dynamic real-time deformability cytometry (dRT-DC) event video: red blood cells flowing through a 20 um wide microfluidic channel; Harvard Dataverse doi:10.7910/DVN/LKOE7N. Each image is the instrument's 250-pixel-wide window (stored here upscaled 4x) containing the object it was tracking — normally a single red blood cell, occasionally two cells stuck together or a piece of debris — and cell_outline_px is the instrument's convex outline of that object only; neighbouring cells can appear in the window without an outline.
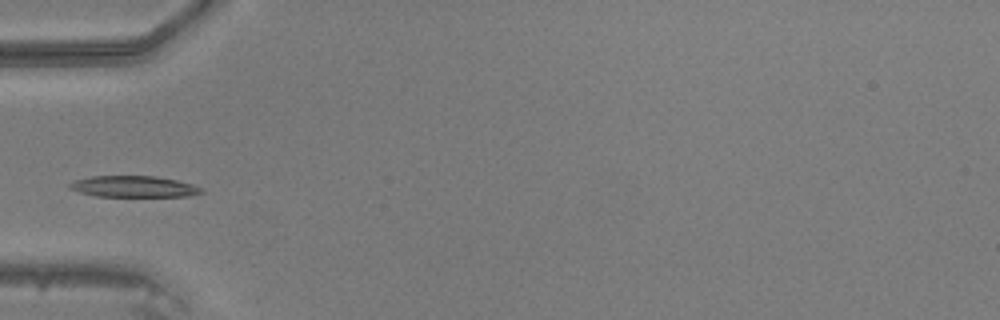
{"species": "common noctule bat (a hibernating species)", "species_latin": "Nyctalus noctula", "temperature_condition": "warm", "stored_images_in_passage": 27, "camera_frame_rate_fps": 3000, "um_per_image_px": 0.085, "animal": {"sex": "male", "body_mass_g": 20.5, "forearm_length_mm": 52.5}, "frame": {"image": 1, "passage_image": 1, "time_ms": 0.0, "image_size_px": [1000, 320], "cell_outline_px": [[204, 192], [188, 196], [96, 196], [80, 192], [68, 188], [68, 184], [76, 180], [92, 176], [156, 176], [176, 180], [192, 184], [204, 188]], "centroid_in_image_um": [11.39, 15.85], "position_along_channel_um": 73.6, "area_um2": 16.24}}
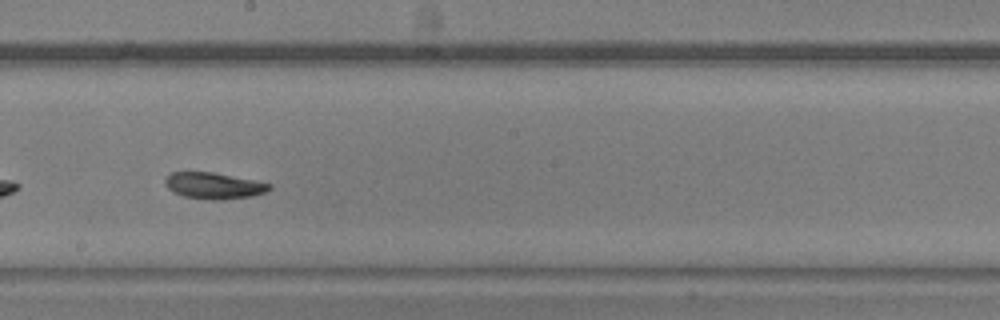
{"frame": {"image": 2, "passage_image": 12, "time_ms": 3.667, "image_size_px": [1000, 320], "cell_outline_px": [[272, 188], [264, 192], [252, 196], [224, 200], [212, 200], [184, 196], [168, 188], [164, 180], [172, 172], [212, 172], [272, 184]], "centroid_in_image_um": [18.19, 15.79], "position_along_channel_um": 230.0, "area_um2": 15.72}}